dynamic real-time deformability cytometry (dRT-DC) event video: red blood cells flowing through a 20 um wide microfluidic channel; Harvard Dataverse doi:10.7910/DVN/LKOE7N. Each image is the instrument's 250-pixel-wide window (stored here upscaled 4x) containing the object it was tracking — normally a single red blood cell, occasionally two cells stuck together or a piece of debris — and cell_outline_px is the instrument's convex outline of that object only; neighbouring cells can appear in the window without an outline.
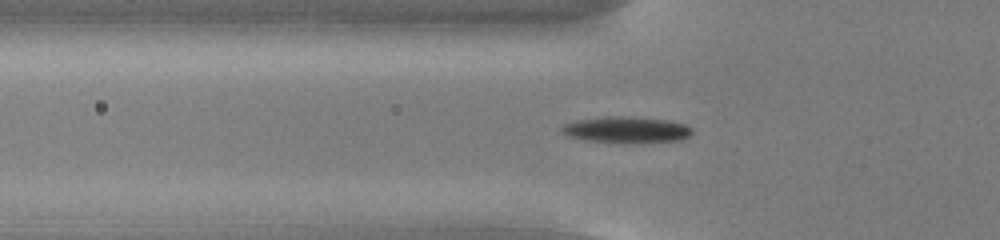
{"species": "common noctule bat (a hibernating species)", "species_latin": "Nyctalus noctula", "temperature_condition": "cold", "stored_images_in_passage": 46, "camera_frame_rate_fps": 3000, "um_per_image_px": 0.085, "animal": {"sex": "male", "body_mass_g": 13.0, "forearm_length_mm": 53.1}, "frame": {"image": 1, "passage_image": 10, "time_ms": 3.0, "image_size_px": [1000, 240], "cell_outline_px": [[692, 132], [688, 136], [680, 140], [588, 140], [568, 136], [560, 132], [560, 128], [564, 124], [576, 120], [604, 116], [632, 116], [668, 120], [684, 124], [692, 128]], "centroid_in_image_um": [53.19, 10.96], "position_along_channel_um": 72.6, "area_um2": 18.96}}
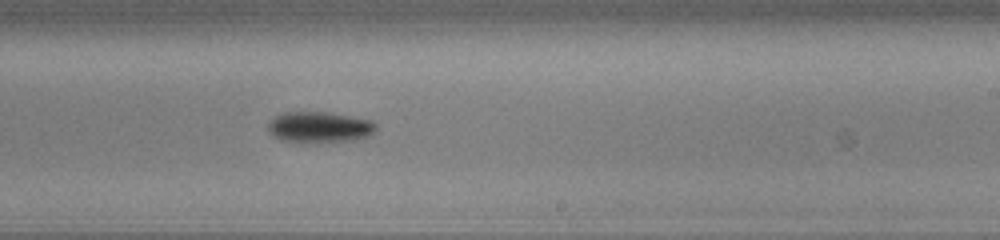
{"frame": {"image": 2, "passage_image": 25, "time_ms": 8.0, "image_size_px": [1000, 240], "cell_outline_px": [[376, 128], [368, 136], [356, 140], [280, 140], [268, 132], [268, 124], [276, 116], [284, 112], [328, 112], [372, 120], [376, 124]], "centroid_in_image_um": [27.17, 10.77], "position_along_channel_um": 261.8, "area_um2": 18.73}}
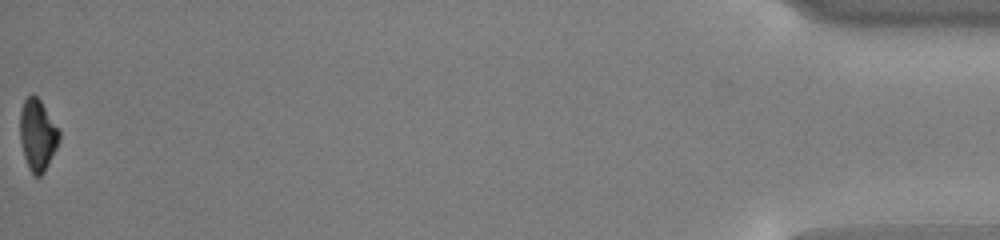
{"frame": {"image": 3, "passage_image": 46, "time_ms": 15.0, "image_size_px": [1000, 240], "cell_outline_px": [[60, 140], [44, 172], [40, 176], [32, 176], [28, 168], [24, 156], [20, 140], [20, 112], [24, 100], [32, 92], [40, 100], [60, 132]], "centroid_in_image_um": [3.18, 11.48], "position_along_channel_um": 432.0, "area_um2": 16.24}, "authors_computed_cell_mechanics": {"area_um2": 18.3804, "velocity_mm_per_s": 3.7977, "shape_relaxation_time_tau1_ms": 2.8068, "shape_relaxation_time_tau2_ms": null, "deformation_change_tau1": 0.1177, "deformation_change_tau2": null}}